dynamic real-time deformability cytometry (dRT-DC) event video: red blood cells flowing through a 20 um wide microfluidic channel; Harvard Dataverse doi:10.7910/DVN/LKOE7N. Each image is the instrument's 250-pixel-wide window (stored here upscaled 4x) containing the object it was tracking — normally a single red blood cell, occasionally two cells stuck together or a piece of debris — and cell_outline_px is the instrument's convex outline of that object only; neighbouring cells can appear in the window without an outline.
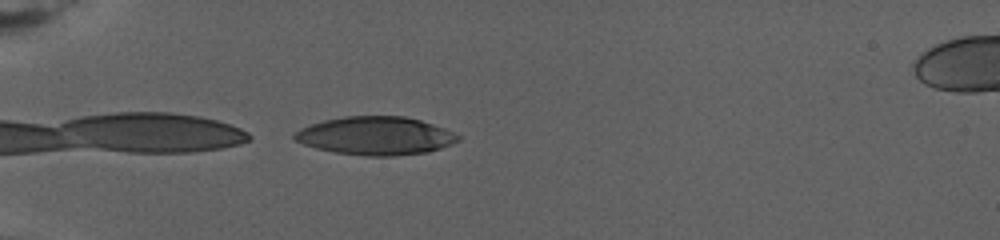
{"species": "human", "species_latin": "Homo sapiens", "temperature_condition": "warm", "stored_images_in_passage": 62, "camera_frame_rate_fps": 3000, "um_per_image_px": 0.085, "donor": {"sex": "female"}, "frame": {"image": 1, "passage_image": 1, "time_ms": 0.0, "image_size_px": [1000, 240], "cell_outline_px": [[460, 140], [452, 144], [428, 152], [396, 156], [368, 156], [336, 152], [316, 148], [304, 144], [296, 140], [292, 136], [300, 128], [324, 120], [344, 116], [404, 116], [420, 120], [444, 128], [460, 136]], "centroid_in_image_um": [31.94, 11.54], "position_along_channel_um": 53.1, "area_um2": 36.3}}
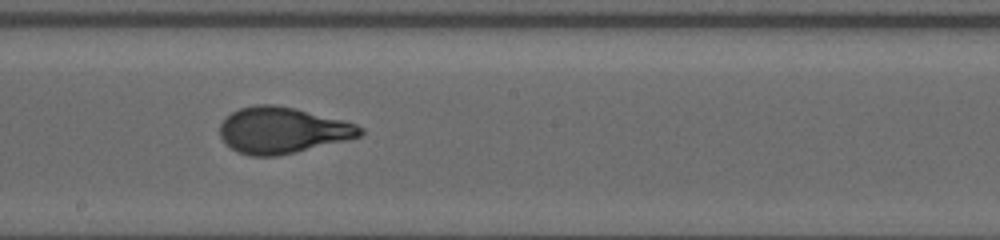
{"frame": {"image": 2, "passage_image": 30, "time_ms": 7.333, "image_size_px": [1000, 240], "cell_outline_px": [[364, 132], [360, 136], [348, 140], [296, 152], [276, 156], [248, 156], [236, 152], [220, 136], [220, 124], [232, 112], [240, 108], [256, 104], [272, 104], [296, 108], [344, 120], [356, 124], [364, 128]], "centroid_in_image_um": [24.03, 11.07], "position_along_channel_um": 224.2, "area_um2": 37.86}}
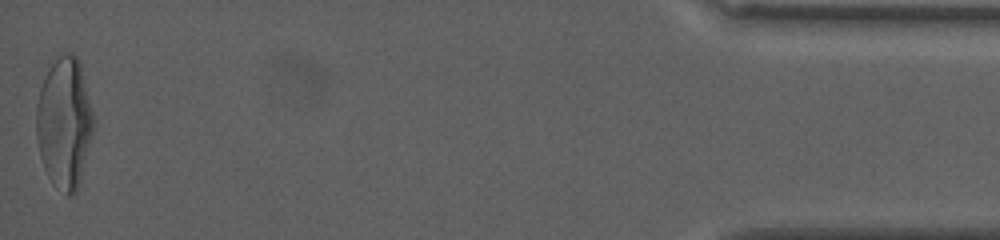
{"frame": {"image": 3, "passage_image": 61, "time_ms": 18.0, "image_size_px": [1000, 240], "cell_outline_px": [[92, 136], [80, 180], [76, 192], [72, 196], [68, 196], [52, 184], [44, 168], [40, 156], [36, 136], [36, 108], [40, 88], [52, 64], [60, 56], [68, 52], [72, 52], [76, 56], [80, 64], [92, 112]], "centroid_in_image_um": [5.45, 10.49], "position_along_channel_um": 429.8, "area_um2": 42.95}, "authors_computed_cell_mechanics": {"area_um2": 37.859, "velocity_mm_per_s": 2.6722, "shape_relaxation_time_tau1_ms": 6.522, "shape_relaxation_time_tau2_ms": null, "deformation_change_tau1": 0.2476, "deformation_change_tau2": null}}